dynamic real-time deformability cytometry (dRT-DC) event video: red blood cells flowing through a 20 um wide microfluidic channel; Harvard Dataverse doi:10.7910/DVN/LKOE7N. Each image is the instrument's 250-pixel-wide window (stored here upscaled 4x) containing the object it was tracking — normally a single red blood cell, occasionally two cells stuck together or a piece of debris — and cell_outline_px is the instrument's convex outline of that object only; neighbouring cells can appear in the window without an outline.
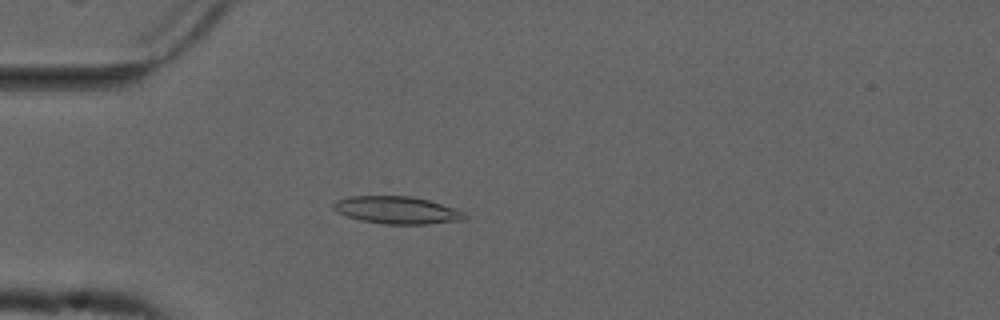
{"species": "common noctule bat (a hibernating species)", "species_latin": "Nyctalus noctula", "temperature_condition": "cold", "stored_images_in_passage": 49, "camera_frame_rate_fps": 3000, "um_per_image_px": 0.085, "animal": {"sex": "male", "forearm_length_mm": 52.5}, "frame": {"image": 1, "passage_image": 10, "time_ms": 3.0, "image_size_px": [1000, 320], "cell_outline_px": [[468, 216], [464, 220], [428, 224], [384, 224], [360, 220], [336, 212], [332, 208], [332, 204], [336, 200], [348, 196], [412, 196], [428, 200], [456, 208], [464, 212]], "centroid_in_image_um": [33.74, 17.86], "position_along_channel_um": 51.3, "area_um2": 21.15}}
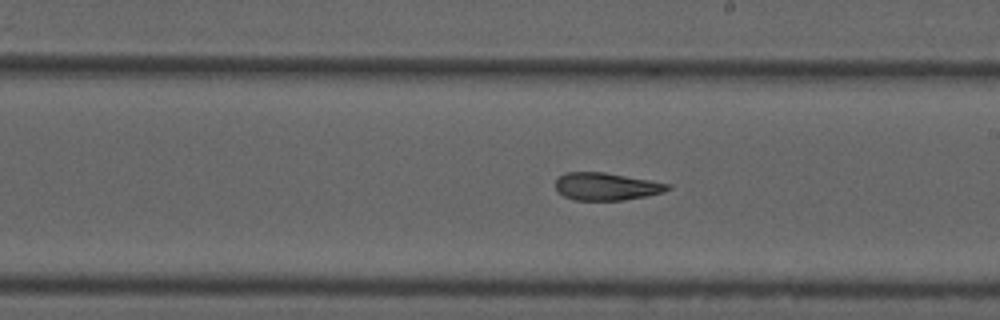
{"frame": {"image": 2, "passage_image": 26, "time_ms": 8.333, "image_size_px": [1000, 320], "cell_outline_px": [[672, 188], [664, 192], [624, 200], [576, 200], [564, 196], [556, 192], [556, 180], [564, 172], [604, 172], [672, 184]], "centroid_in_image_um": [51.54, 15.85], "position_along_channel_um": 237.5, "area_um2": 18.03}}
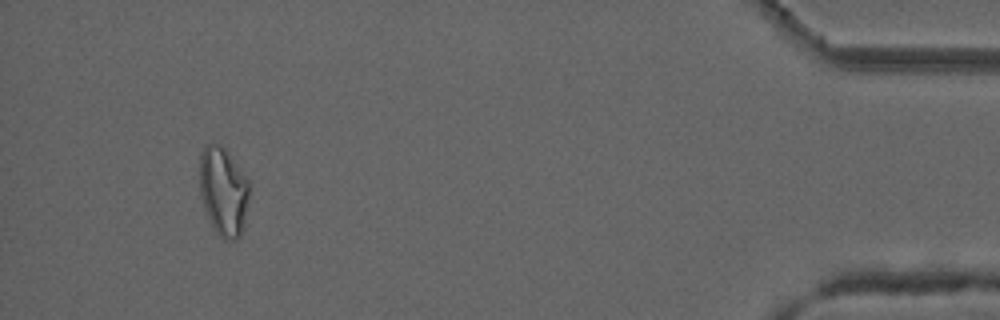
{"frame": {"image": 3, "passage_image": 46, "time_ms": 15.0, "image_size_px": [1000, 320], "cell_outline_px": [[252, 184], [244, 228], [240, 236], [236, 240], [224, 240], [216, 232], [204, 208], [200, 192], [200, 152], [204, 144], [220, 144], [228, 152]], "centroid_in_image_um": [19.03, 16.26], "position_along_channel_um": 416.2, "area_um2": 26.18}, "authors_computed_cell_mechanics": {"area_um2": 19.7676, "velocity_mm_per_s": 3.709, "shape_relaxation_time_tau1_ms": null, "shape_relaxation_time_tau2_ms": 3.055, "deformation_change_tau1": null, "deformation_change_tau2": 0.1104}}